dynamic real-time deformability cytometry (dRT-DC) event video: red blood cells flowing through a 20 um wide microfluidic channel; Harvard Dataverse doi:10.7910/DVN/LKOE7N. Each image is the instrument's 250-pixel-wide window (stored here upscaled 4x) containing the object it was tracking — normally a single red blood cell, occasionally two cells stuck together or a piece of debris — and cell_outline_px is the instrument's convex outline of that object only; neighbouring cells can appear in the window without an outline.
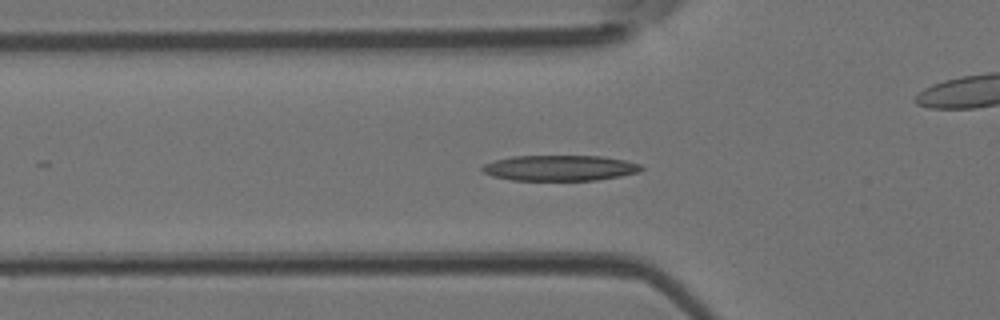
{"species": "Egyptian fruit bat (a non-hibernating species)", "species_latin": "Rousettus aegyptiacus", "temperature_condition": "room temperature", "stored_images_in_passage": 41, "camera_frame_rate_fps": 3000, "um_per_image_px": 0.085, "animal": {"sex": "female"}, "frame": {"image": 1, "passage_image": 8, "time_ms": 2.333, "image_size_px": [1000, 320], "cell_outline_px": [[644, 168], [636, 172], [620, 176], [596, 180], [512, 180], [492, 176], [484, 172], [480, 168], [484, 164], [496, 160], [512, 156], [600, 156], [624, 160], [640, 164]], "centroid_in_image_um": [47.56, 14.28], "position_along_channel_um": 78.2, "area_um2": 23.52}}
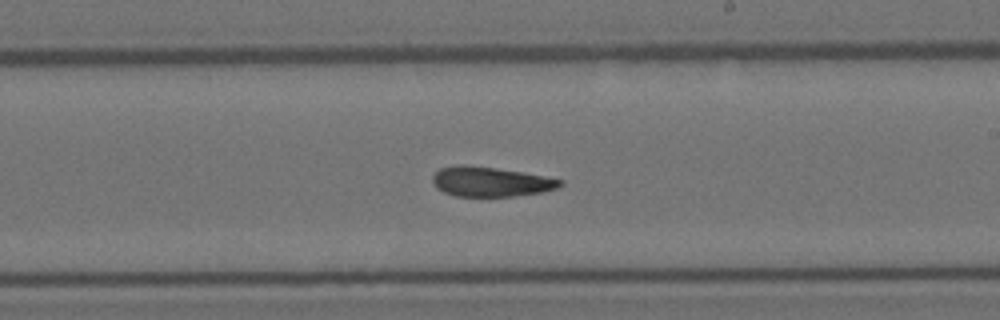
{"frame": {"image": 2, "passage_image": 20, "time_ms": 6.333, "image_size_px": [1000, 320], "cell_outline_px": [[564, 184], [556, 188], [540, 192], [512, 196], [456, 196], [444, 192], [436, 188], [432, 180], [432, 176], [440, 168], [456, 164], [464, 164], [496, 168], [524, 172], [564, 180]], "centroid_in_image_um": [41.68, 15.43], "position_along_channel_um": 247.3, "area_um2": 22.14}}
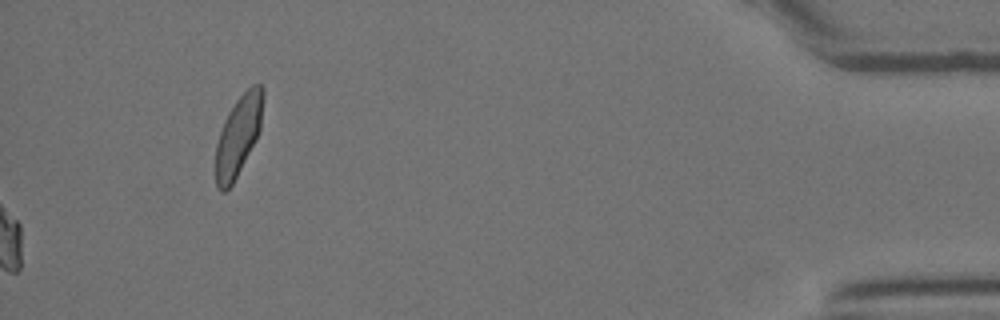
{"frame": {"image": 3, "passage_image": 41, "time_ms": 13.333, "image_size_px": [1000, 320], "cell_outline_px": [[264, 96], [260, 128], [256, 140], [232, 184], [224, 192], [220, 192], [216, 188], [216, 144], [224, 120], [228, 112], [236, 100], [252, 84], [260, 84], [264, 88]], "centroid_in_image_um": [20.26, 11.51], "position_along_channel_um": 414.9, "area_um2": 22.02}, "authors_computed_cell_mechanics": {"area_um2": 22.7732, "velocity_mm_per_s": 4.2177, "shape_relaxation_time_tau1_ms": 6.1832, "shape_relaxation_time_tau2_ms": 5.0021, "deformation_change_tau1": 0.209, "deformation_change_tau2": 0.1436}}